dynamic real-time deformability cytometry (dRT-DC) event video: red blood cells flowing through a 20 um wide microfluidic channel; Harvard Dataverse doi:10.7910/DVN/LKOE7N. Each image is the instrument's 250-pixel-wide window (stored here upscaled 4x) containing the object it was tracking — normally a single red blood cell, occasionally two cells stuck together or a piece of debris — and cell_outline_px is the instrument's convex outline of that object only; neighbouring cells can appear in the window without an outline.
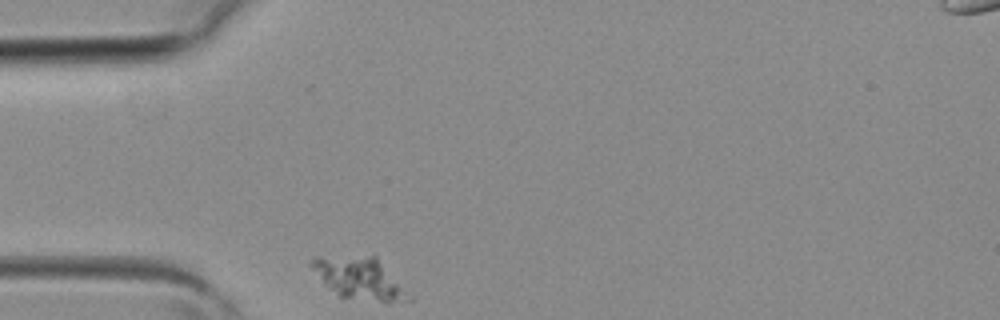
{"species": "common noctule bat (a hibernating species)", "species_latin": "Nyctalus noctula", "temperature_condition": "room temperature", "stored_images_in_passage": 1, "camera_frame_rate_fps": 3000, "um_per_image_px": 0.085, "animal": {"sex": "female", "body_mass_g": 19.3, "forearm_length_mm": 54.1}, "frame": {"image": 1, "passage_image": 1, "time_ms": 0.0, "image_size_px": [1000, 320], "cell_outline_px": [[412, 300], [380, 300], [340, 296], [328, 288], [324, 284], [308, 264], [316, 256], [376, 256], [412, 296]], "centroid_in_image_um": [30.51, 23.61], "position_along_channel_um": 54.5, "area_um2": 22.95}}